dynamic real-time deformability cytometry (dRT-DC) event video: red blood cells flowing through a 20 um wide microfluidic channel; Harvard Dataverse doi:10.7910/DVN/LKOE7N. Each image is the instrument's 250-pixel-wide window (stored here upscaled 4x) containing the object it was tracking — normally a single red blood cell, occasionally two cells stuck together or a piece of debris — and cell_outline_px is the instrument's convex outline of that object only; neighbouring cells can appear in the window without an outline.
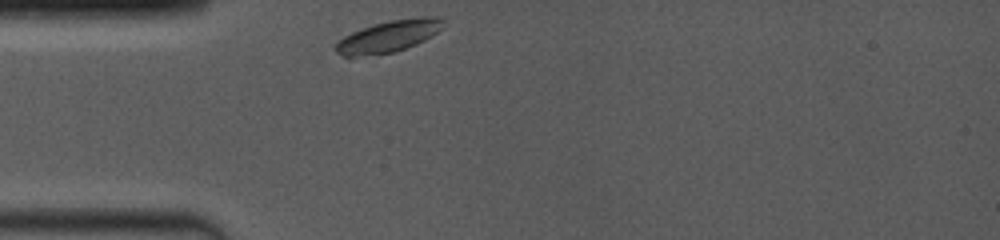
{"species": "common noctule bat (a hibernating species)", "species_latin": "Nyctalus noctula", "temperature_condition": "room temperature", "stored_images_in_passage": 4, "camera_frame_rate_fps": 4000, "um_per_image_px": 0.085, "animal": {"sex": "female", "body_mass_g": 19.0, "forearm_length_mm": 53.3}, "frame": {"image": 1, "passage_image": 1, "time_ms": 0.0, "image_size_px": [1000, 240], "cell_outline_px": [[444, 28], [432, 36], [416, 44], [392, 52], [356, 56], [344, 56], [336, 52], [332, 48], [344, 36], [352, 32], [376, 24], [392, 20], [424, 16], [444, 16]], "centroid_in_image_um": [33.09, 3.06], "position_along_channel_um": 51.9, "area_um2": 19.71}}